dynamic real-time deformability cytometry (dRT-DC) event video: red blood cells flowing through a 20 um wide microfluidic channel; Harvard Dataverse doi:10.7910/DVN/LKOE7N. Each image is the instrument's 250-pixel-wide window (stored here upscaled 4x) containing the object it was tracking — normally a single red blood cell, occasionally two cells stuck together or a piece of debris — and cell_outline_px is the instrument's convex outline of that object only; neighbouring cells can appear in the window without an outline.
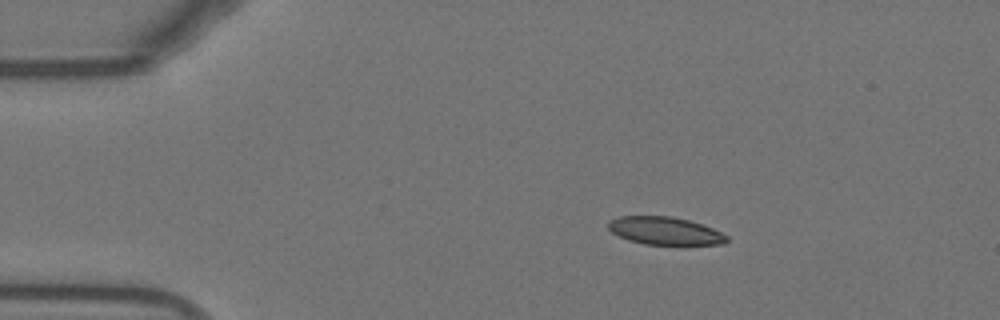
{"species": "Egyptian fruit bat (a non-hibernating species)", "species_latin": "Rousettus aegyptiacus", "temperature_condition": "warm", "stored_images_in_passage": 45, "camera_frame_rate_fps": 3000, "um_per_image_px": 0.085, "animal": {"sex": "female"}, "frame": {"image": 1, "passage_image": 1, "time_ms": 0.0, "image_size_px": [1000, 320], "cell_outline_px": [[728, 240], [724, 244], [644, 244], [628, 240], [612, 232], [608, 228], [608, 220], [620, 216], [672, 216], [688, 220], [712, 228], [728, 236]], "centroid_in_image_um": [56.49, 19.61], "position_along_channel_um": 28.5, "area_um2": 19.02}}
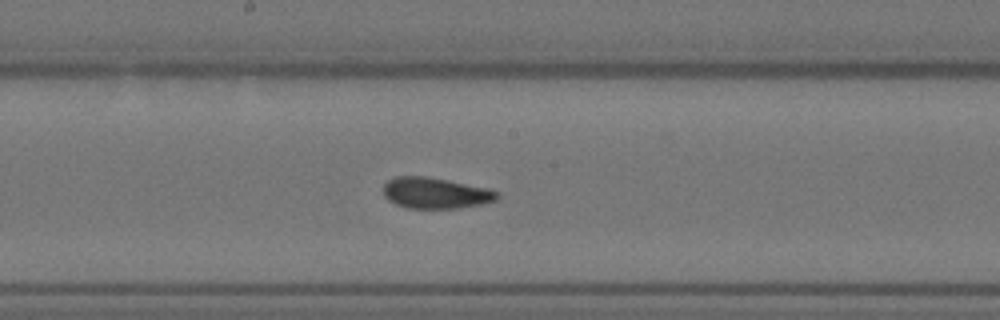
{"frame": {"image": 2, "passage_image": 20, "time_ms": 6.333, "image_size_px": [1000, 320], "cell_outline_px": [[500, 196], [496, 200], [480, 204], [460, 208], [408, 208], [396, 204], [388, 200], [384, 196], [384, 184], [388, 180], [396, 176], [424, 176], [484, 188], [500, 192]], "centroid_in_image_um": [36.98, 16.42], "position_along_channel_um": 211.2, "area_um2": 20.23}}
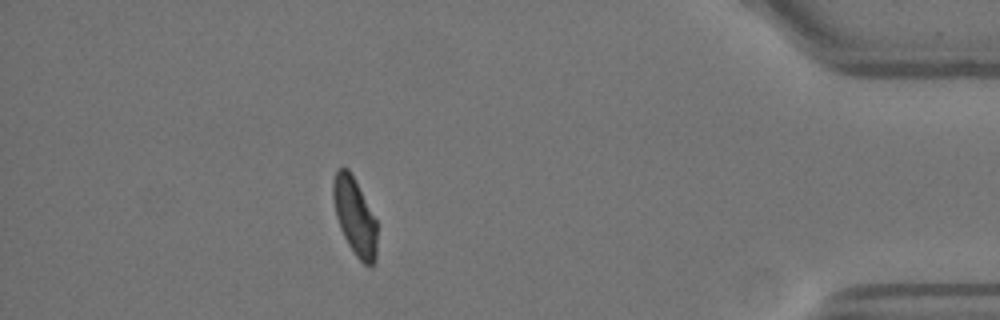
{"frame": {"image": 3, "passage_image": 39, "time_ms": 12.667, "image_size_px": [1000, 320], "cell_outline_px": [[376, 260], [372, 264], [364, 264], [356, 256], [348, 244], [340, 228], [336, 216], [332, 196], [332, 180], [336, 168], [348, 168], [376, 220]], "centroid_in_image_um": [30.12, 18.38], "position_along_channel_um": 405.1, "area_um2": 19.48}, "authors_computed_cell_mechanics": {"area_um2": 20.4034, "velocity_mm_per_s": 3.8048, "shape_relaxation_time_tau1_ms": 7.8302, "shape_relaxation_time_tau2_ms": 1.6362, "deformation_change_tau1": 0.1683, "deformation_change_tau2": 0.0682}}